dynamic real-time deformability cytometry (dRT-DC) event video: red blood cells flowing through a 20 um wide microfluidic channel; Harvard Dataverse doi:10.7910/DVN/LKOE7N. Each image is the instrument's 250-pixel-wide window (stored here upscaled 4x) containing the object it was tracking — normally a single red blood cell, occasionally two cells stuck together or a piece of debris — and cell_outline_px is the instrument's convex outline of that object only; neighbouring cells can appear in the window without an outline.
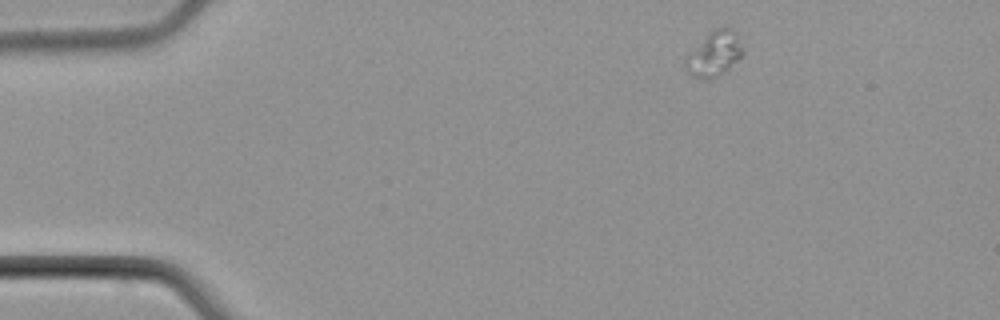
{"species": "common noctule bat (a hibernating species)", "species_latin": "Nyctalus noctula", "temperature_condition": "cold", "stored_images_in_passage": 3, "camera_frame_rate_fps": 3000, "um_per_image_px": 0.085, "animal": {"sex": "male", "body_mass_g": 21.5, "forearm_length_mm": 52.0}, "frame": {"image": 1, "passage_image": 1, "time_ms": 0.0, "image_size_px": [1000, 320], "cell_outline_px": [[744, 56], [724, 72], [712, 76], [692, 76], [684, 68], [684, 56], [716, 28], [732, 28], [736, 32], [744, 48]], "centroid_in_image_um": [60.74, 4.55], "position_along_channel_um": 24.3, "area_um2": 14.68}}